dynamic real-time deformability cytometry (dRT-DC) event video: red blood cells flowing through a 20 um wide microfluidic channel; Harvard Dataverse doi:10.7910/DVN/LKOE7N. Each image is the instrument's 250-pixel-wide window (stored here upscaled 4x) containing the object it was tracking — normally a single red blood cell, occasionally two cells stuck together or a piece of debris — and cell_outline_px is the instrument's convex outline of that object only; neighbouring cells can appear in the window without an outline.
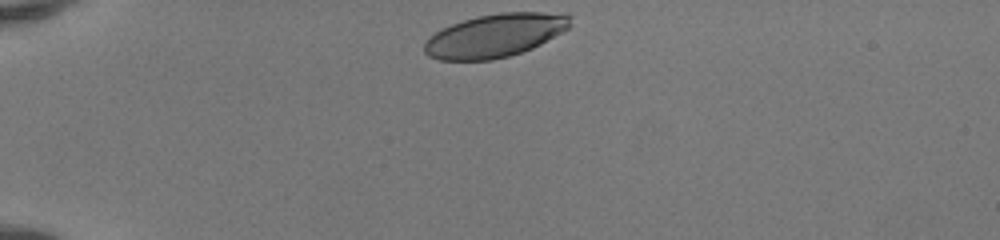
{"species": "human", "species_latin": "Homo sapiens", "temperature_condition": "room temperature", "stored_images_in_passage": 33, "camera_frame_rate_fps": 3000, "um_per_image_px": 0.085, "donor": {"sex": "female"}, "frame": {"image": 1, "passage_image": 1, "time_ms": 0.0, "image_size_px": [1000, 240], "cell_outline_px": [[572, 16], [568, 28], [540, 44], [532, 48], [508, 56], [492, 60], [440, 60], [428, 56], [424, 52], [424, 44], [440, 28], [464, 20], [480, 16], [500, 12], [544, 12]], "centroid_in_image_um": [42.05, 3.02], "position_along_channel_um": 43.0, "area_um2": 36.36}}
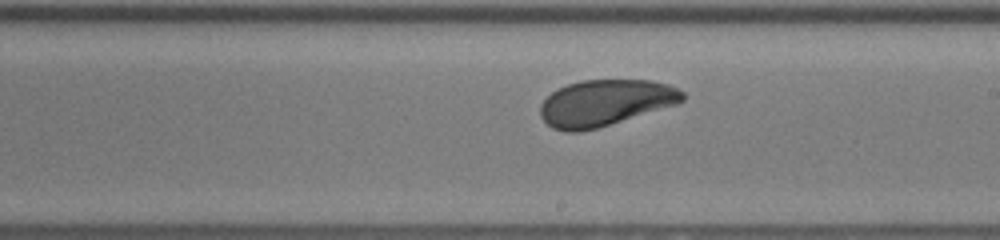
{"frame": {"image": 2, "passage_image": 19, "time_ms": 6.0, "image_size_px": [1000, 240], "cell_outline_px": [[684, 100], [676, 104], [596, 128], [580, 132], [564, 132], [552, 128], [540, 116], [540, 104], [552, 92], [568, 84], [580, 80], [652, 80], [668, 84], [684, 92]], "centroid_in_image_um": [51.41, 8.73], "position_along_channel_um": 237.6, "area_um2": 38.03}}
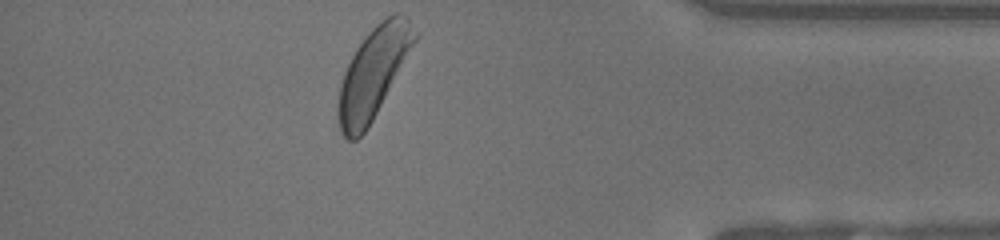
{"frame": {"image": 3, "passage_image": 33, "time_ms": 10.667, "image_size_px": [1000, 240], "cell_outline_px": [[420, 36], [368, 128], [356, 140], [348, 140], [340, 132], [336, 116], [336, 112], [340, 84], [344, 72], [356, 48], [364, 36], [380, 20], [396, 12], [400, 12], [420, 32]], "centroid_in_image_um": [31.74, 6.19], "position_along_channel_um": 403.5, "area_um2": 40.63}, "authors_computed_cell_mechanics": {"area_um2": 38.5526, "velocity_mm_per_s": 4.095, "shape_relaxation_time_tau1_ms": 2.6285, "shape_relaxation_time_tau2_ms": null, "deformation_change_tau1": 0.13, "deformation_change_tau2": null}}